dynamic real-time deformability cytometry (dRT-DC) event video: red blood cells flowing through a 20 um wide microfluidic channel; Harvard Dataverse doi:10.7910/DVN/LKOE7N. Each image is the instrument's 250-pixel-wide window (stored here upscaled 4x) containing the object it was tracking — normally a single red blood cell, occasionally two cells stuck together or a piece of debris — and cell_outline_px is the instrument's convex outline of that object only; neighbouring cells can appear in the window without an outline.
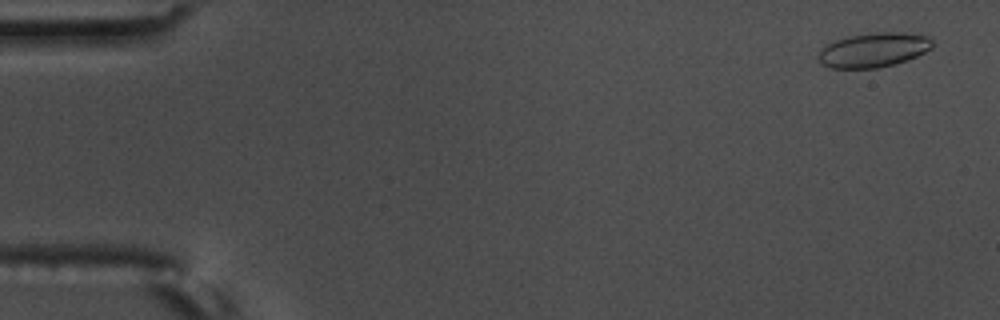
{"species": "common noctule bat (a hibernating species)", "species_latin": "Nyctalus noctula", "temperature_condition": "warm", "stored_images_in_passage": 57, "camera_frame_rate_fps": 3000, "um_per_image_px": 0.085, "animal": {"sex": "male", "body_mass_g": 17.5, "forearm_length_mm": 52.3}, "frame": {"image": 1, "passage_image": 3, "time_ms": 0.667, "image_size_px": [1000, 320], "cell_outline_px": [[932, 48], [916, 56], [892, 64], [876, 68], [828, 68], [820, 64], [816, 56], [828, 44], [836, 40], [848, 36], [876, 32], [904, 32], [928, 36], [932, 40]], "centroid_in_image_um": [74.22, 4.24], "position_along_channel_um": 10.8, "area_um2": 22.77}}
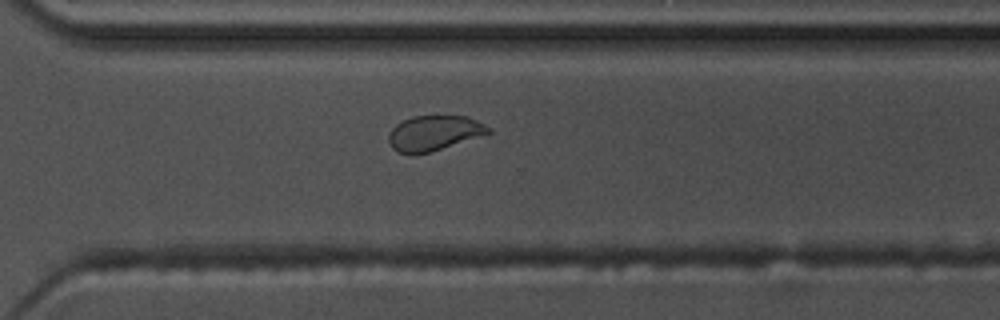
{"frame": {"image": 2, "passage_image": 41, "time_ms": 13.333, "image_size_px": [1000, 320], "cell_outline_px": [[492, 132], [428, 152], [412, 156], [400, 152], [392, 148], [388, 140], [388, 136], [392, 128], [396, 124], [412, 116], [468, 116], [492, 128]], "centroid_in_image_um": [36.87, 11.31], "position_along_channel_um": 333.7, "area_um2": 20.23}}
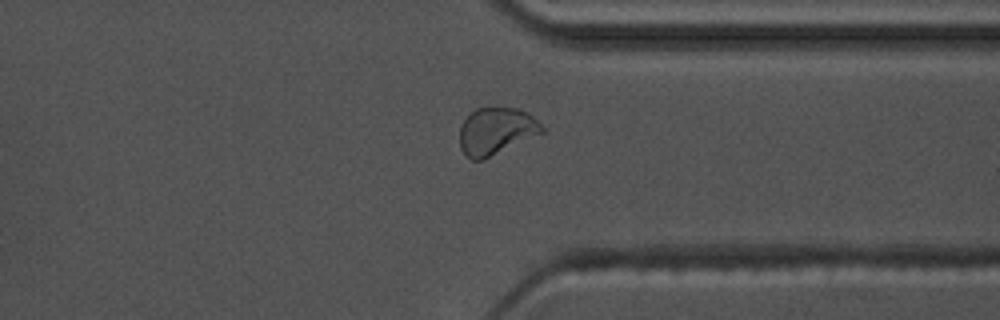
{"frame": {"image": 3, "passage_image": 44, "time_ms": 14.333, "image_size_px": [1000, 320], "cell_outline_px": [[544, 132], [480, 160], [472, 160], [460, 148], [460, 124], [476, 108], [516, 108], [528, 112], [544, 128]], "centroid_in_image_um": [42.16, 11.12], "position_along_channel_um": 369.2, "area_um2": 22.08}, "authors_computed_cell_mechanics": {"area_um2": 21.964, "velocity_mm_per_s": 3.6259, "shape_relaxation_time_tau1_ms": 4.1359, "shape_relaxation_time_tau2_ms": 0.9277, "deformation_change_tau1": 0.1225, "deformation_change_tau2": 0.0485}}